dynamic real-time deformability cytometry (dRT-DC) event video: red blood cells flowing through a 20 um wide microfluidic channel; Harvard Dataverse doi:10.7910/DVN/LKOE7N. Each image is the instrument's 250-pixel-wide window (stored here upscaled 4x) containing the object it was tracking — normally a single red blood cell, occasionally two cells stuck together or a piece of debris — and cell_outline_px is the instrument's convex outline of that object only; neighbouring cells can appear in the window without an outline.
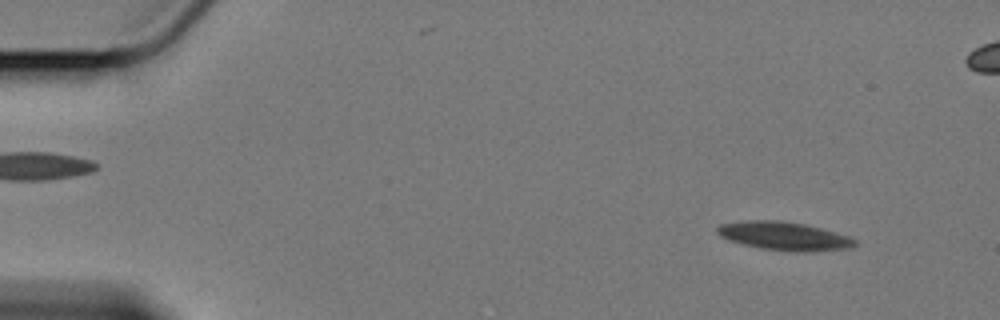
{"species": "Egyptian fruit bat (a non-hibernating species)", "species_latin": "Rousettus aegyptiacus", "temperature_condition": "cold", "stored_images_in_passage": 59, "camera_frame_rate_fps": 3000, "um_per_image_px": 0.085, "animal": {"sex": "female"}, "frame": {"image": 1, "passage_image": 5, "time_ms": 1.333, "image_size_px": [1000, 320], "cell_outline_px": [[856, 244], [852, 248], [808, 252], [796, 252], [760, 248], [728, 240], [720, 236], [716, 232], [716, 228], [720, 224], [744, 220], [780, 220], [804, 224], [852, 236], [856, 240]], "centroid_in_image_um": [66.67, 20.06], "position_along_channel_um": 18.3, "area_um2": 23.0}}
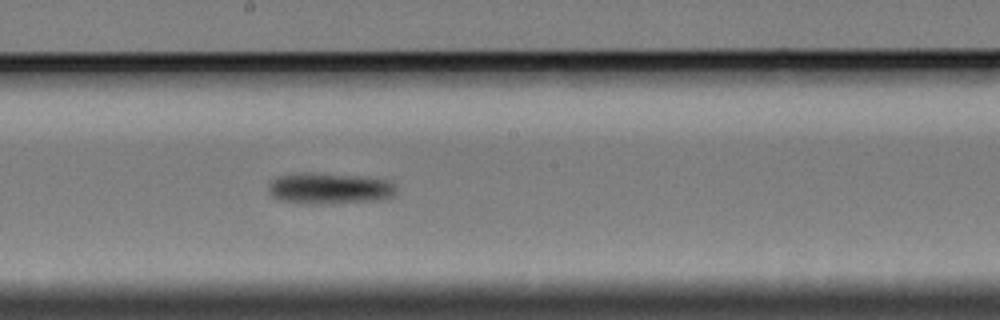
{"frame": {"image": 2, "passage_image": 32, "time_ms": 10.333, "image_size_px": [1000, 320], "cell_outline_px": [[396, 192], [392, 196], [380, 200], [324, 204], [308, 204], [280, 200], [272, 196], [268, 192], [268, 184], [276, 176], [308, 172], [368, 176], [388, 180], [396, 184]], "centroid_in_image_um": [28.02, 16.01], "position_along_channel_um": 220.2, "area_um2": 23.7}}
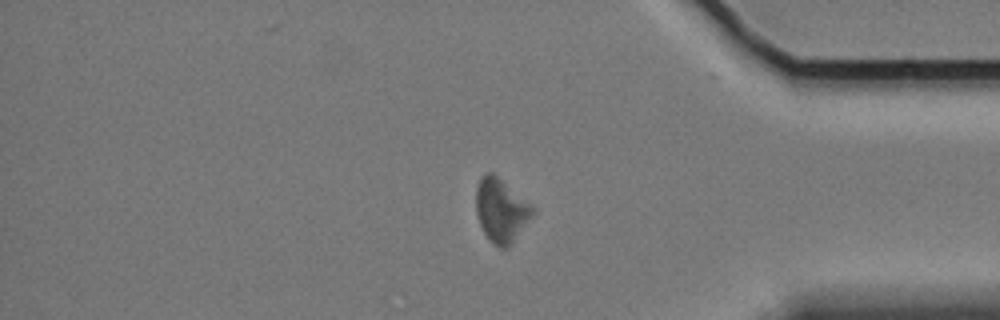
{"frame": {"image": 3, "passage_image": 49, "time_ms": 16.0, "image_size_px": [1000, 320], "cell_outline_px": [[536, 212], [512, 244], [508, 248], [500, 248], [492, 244], [484, 232], [480, 224], [476, 212], [476, 188], [480, 176], [488, 172], [492, 172], [536, 208]], "centroid_in_image_um": [42.61, 17.9], "position_along_channel_um": 392.6, "area_um2": 21.15}, "authors_computed_cell_mechanics": {"area_um2": 22.1374, "velocity_mm_per_s": 3.3659, "shape_relaxation_time_tau1_ms": 1.4155, "shape_relaxation_time_tau2_ms": null, "deformation_change_tau1": 0.0797, "deformation_change_tau2": null}}